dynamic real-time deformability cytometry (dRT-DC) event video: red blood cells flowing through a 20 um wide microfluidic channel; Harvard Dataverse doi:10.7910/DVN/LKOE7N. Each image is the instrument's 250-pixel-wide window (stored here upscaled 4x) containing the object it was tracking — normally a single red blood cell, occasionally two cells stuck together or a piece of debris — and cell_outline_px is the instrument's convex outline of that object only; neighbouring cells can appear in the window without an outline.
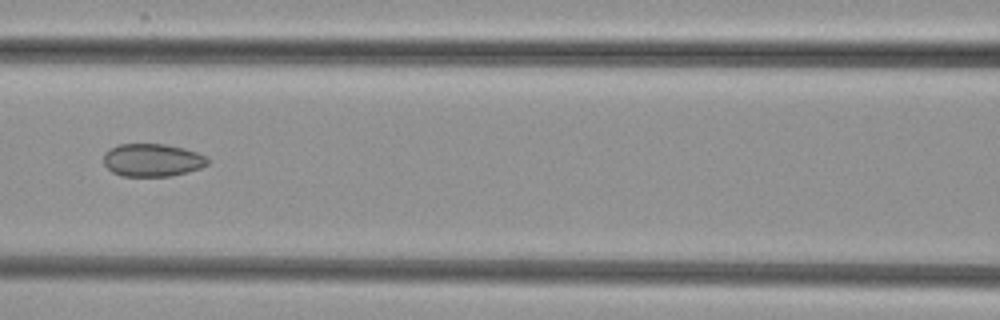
{"species": "common noctule bat (a hibernating species)", "species_latin": "Nyctalus noctula", "temperature_condition": "cold", "stored_images_in_passage": 6, "camera_frame_rate_fps": 3000, "um_per_image_px": 0.085, "animal": {"sex": "female", "body_mass_g": 29.2, "forearm_length_mm": 56.3}, "frame": {"image": 1, "passage_image": 6, "time_ms": 6.667, "image_size_px": [1000, 320], "cell_outline_px": [[208, 164], [200, 168], [188, 172], [172, 176], [120, 176], [112, 172], [104, 164], [104, 152], [120, 144], [164, 144], [184, 148], [208, 156]], "centroid_in_image_um": [12.96, 13.61], "position_along_channel_um": 153.6, "area_um2": 20.0}}